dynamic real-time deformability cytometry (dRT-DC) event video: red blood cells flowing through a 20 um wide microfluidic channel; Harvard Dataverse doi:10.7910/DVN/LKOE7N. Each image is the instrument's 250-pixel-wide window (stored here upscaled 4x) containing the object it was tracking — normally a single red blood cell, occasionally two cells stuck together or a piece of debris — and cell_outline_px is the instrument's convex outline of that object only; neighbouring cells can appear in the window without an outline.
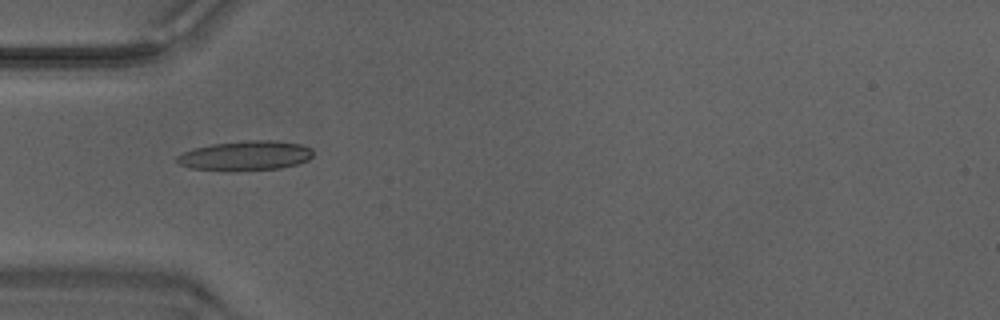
{"species": "Egyptian fruit bat (a non-hibernating species)", "species_latin": "Rousettus aegyptiacus", "temperature_condition": "warm", "stored_images_in_passage": 49, "camera_frame_rate_fps": 3000, "um_per_image_px": 0.085, "animal": {"sex": "male"}, "frame": {"image": 1, "passage_image": 16, "time_ms": 5.0, "image_size_px": [1000, 320], "cell_outline_px": [[312, 156], [308, 160], [296, 164], [280, 168], [236, 172], [232, 172], [192, 168], [180, 164], [176, 160], [176, 156], [184, 152], [196, 148], [212, 144], [244, 140], [276, 140], [300, 144], [312, 148]], "centroid_in_image_um": [20.88, 13.24], "position_along_channel_um": 64.1, "area_um2": 23.76}}
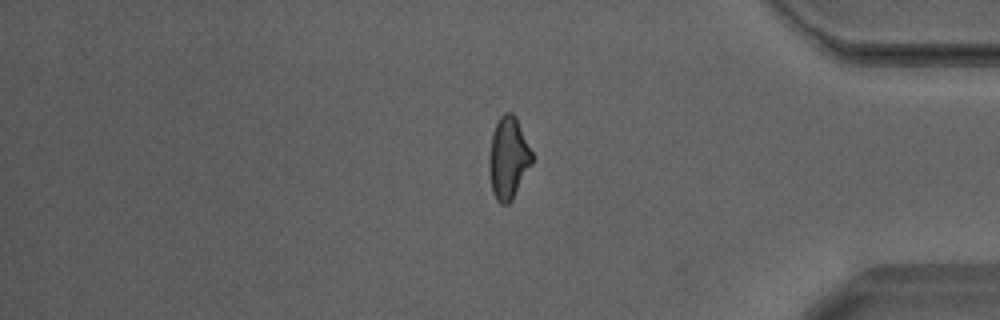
{"frame": {"image": 2, "passage_image": 41, "time_ms": 13.333, "image_size_px": [1000, 320], "cell_outline_px": [[536, 156], [532, 164], [512, 200], [508, 204], [500, 204], [496, 200], [492, 192], [488, 168], [488, 160], [492, 132], [500, 116], [504, 112], [512, 112], [516, 116]], "centroid_in_image_um": [43.23, 13.42], "position_along_channel_um": 392.0, "area_um2": 21.15}}
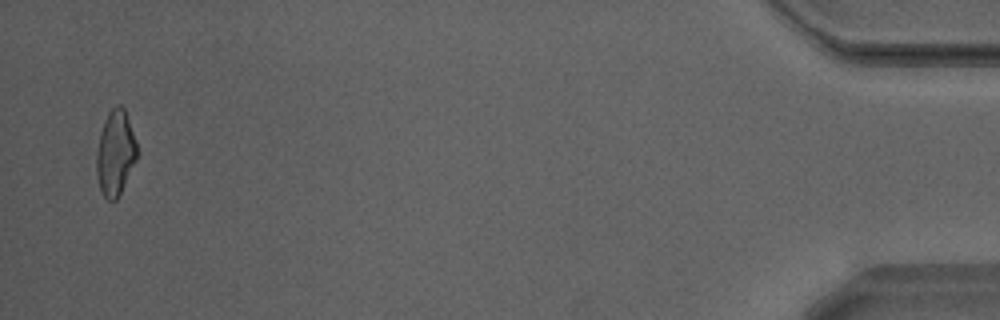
{"frame": {"image": 3, "passage_image": 48, "time_ms": 15.667, "image_size_px": [1000, 320], "cell_outline_px": [[140, 152], [116, 200], [108, 200], [104, 196], [100, 188], [96, 172], [96, 152], [100, 132], [104, 120], [108, 112], [116, 104], [120, 104], [124, 108], [136, 140]], "centroid_in_image_um": [9.81, 12.96], "position_along_channel_um": 425.4, "area_um2": 20.17}, "authors_computed_cell_mechanics": {"area_um2": 20.9814, "velocity_mm_per_s": 4.2455, "shape_relaxation_time_tau1_ms": 8.8013, "shape_relaxation_time_tau2_ms": 2.3216, "deformation_change_tau1": 0.2363, "deformation_change_tau2": 0.1119}}